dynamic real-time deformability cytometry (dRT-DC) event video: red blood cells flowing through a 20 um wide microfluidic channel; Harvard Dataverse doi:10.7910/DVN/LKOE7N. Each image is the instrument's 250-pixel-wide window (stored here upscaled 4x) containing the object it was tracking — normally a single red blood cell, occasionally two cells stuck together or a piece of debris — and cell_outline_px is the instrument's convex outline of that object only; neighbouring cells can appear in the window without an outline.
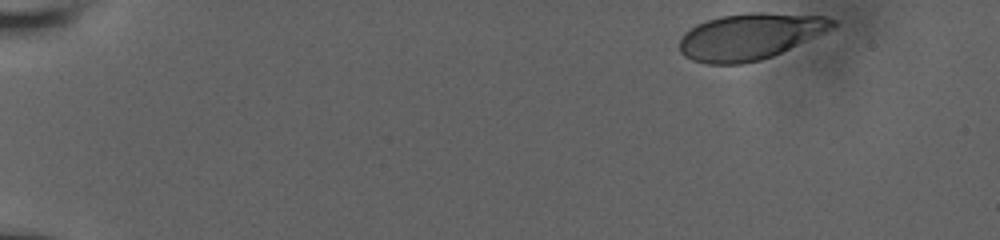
{"species": "human", "species_latin": "Homo sapiens", "temperature_condition": "room temperature", "stored_images_in_passage": 19, "camera_frame_rate_fps": 3000, "um_per_image_px": 0.085, "donor": {"sex": "male"}, "frame": {"image": 1, "passage_image": 1, "time_ms": 0.0, "image_size_px": [1000, 240], "cell_outline_px": [[840, 24], [824, 32], [772, 56], [760, 60], [740, 64], [708, 64], [692, 60], [684, 56], [680, 52], [680, 40], [684, 32], [696, 24], [720, 16], [748, 12], [764, 12], [824, 16], [836, 20]], "centroid_in_image_um": [63.73, 3.09], "position_along_channel_um": 21.3, "area_um2": 41.21}}
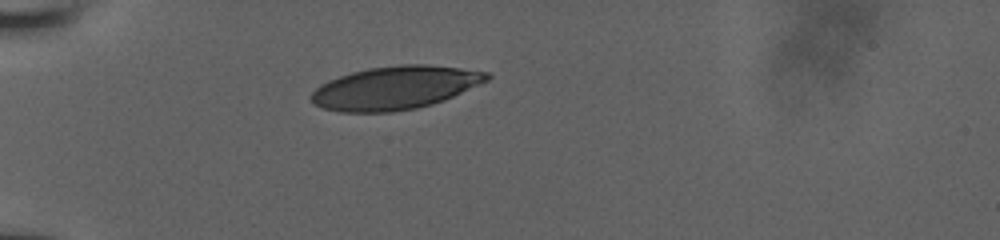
{"frame": {"image": 2, "passage_image": 14, "time_ms": 3.667, "image_size_px": [1000, 240], "cell_outline_px": [[492, 76], [488, 80], [444, 100], [432, 104], [416, 108], [392, 112], [340, 112], [324, 108], [316, 104], [308, 96], [320, 84], [328, 80], [352, 72], [368, 68], [400, 64], [428, 64], [460, 68], [488, 72]], "centroid_in_image_um": [33.57, 7.46], "position_along_channel_um": 51.4, "area_um2": 44.16}}